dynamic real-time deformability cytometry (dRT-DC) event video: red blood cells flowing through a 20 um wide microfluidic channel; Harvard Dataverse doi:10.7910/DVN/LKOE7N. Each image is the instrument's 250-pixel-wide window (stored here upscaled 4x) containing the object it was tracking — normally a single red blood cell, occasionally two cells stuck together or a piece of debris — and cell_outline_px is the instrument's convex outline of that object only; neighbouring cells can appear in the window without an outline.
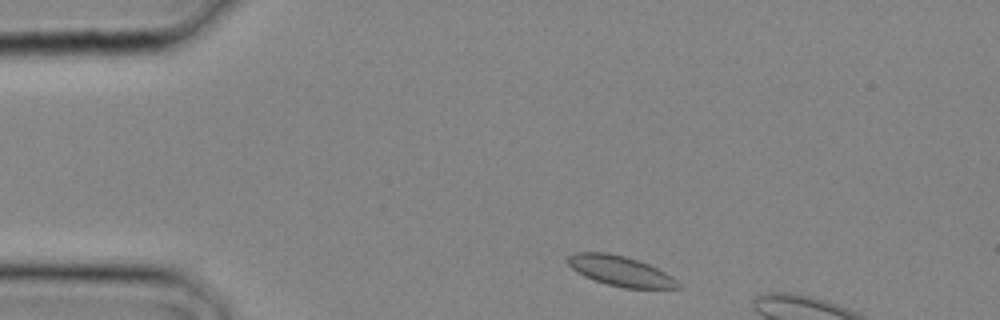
{"species": "common noctule bat (a hibernating species)", "species_latin": "Nyctalus noctula", "temperature_condition": "cold", "stored_images_in_passage": 2, "camera_frame_rate_fps": 3000, "um_per_image_px": 0.085, "animal": {"sex": "male", "body_mass_g": 20.4}, "frame": {"image": 1, "passage_image": 1, "time_ms": 0.0, "image_size_px": [1000, 320], "cell_outline_px": [[680, 288], [624, 288], [608, 284], [584, 276], [576, 272], [564, 260], [568, 256], [576, 252], [608, 252], [624, 256], [648, 264], [672, 276], [680, 284]], "centroid_in_image_um": [52.69, 23.02], "position_along_channel_um": 32.3, "area_um2": 19.19}}